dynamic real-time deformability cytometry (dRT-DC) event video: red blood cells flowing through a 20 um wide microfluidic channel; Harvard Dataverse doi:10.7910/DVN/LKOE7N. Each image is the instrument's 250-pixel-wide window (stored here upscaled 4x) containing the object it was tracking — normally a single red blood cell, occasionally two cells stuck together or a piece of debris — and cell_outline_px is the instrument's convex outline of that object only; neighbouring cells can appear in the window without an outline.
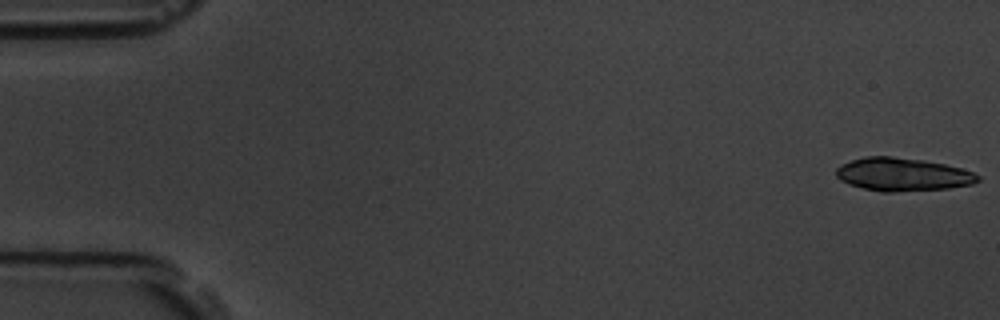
{"species": "common noctule bat (a hibernating species)", "species_latin": "Nyctalus noctula", "temperature_condition": "room temperature", "stored_images_in_passage": 19, "camera_frame_rate_fps": 3000, "um_per_image_px": 0.085, "animal": {"sex": "male", "body_mass_g": 19.5, "forearm_length_mm": 54.6}, "frame": {"image": 1, "passage_image": 1, "time_ms": 0.0, "image_size_px": [1000, 320], "cell_outline_px": [[980, 180], [972, 184], [948, 188], [892, 192], [880, 192], [848, 184], [840, 180], [836, 176], [836, 168], [840, 164], [864, 156], [892, 156], [924, 160], [944, 164], [960, 168], [972, 172], [980, 176]], "centroid_in_image_um": [76.69, 14.82], "position_along_channel_um": 8.3, "area_um2": 27.4}}